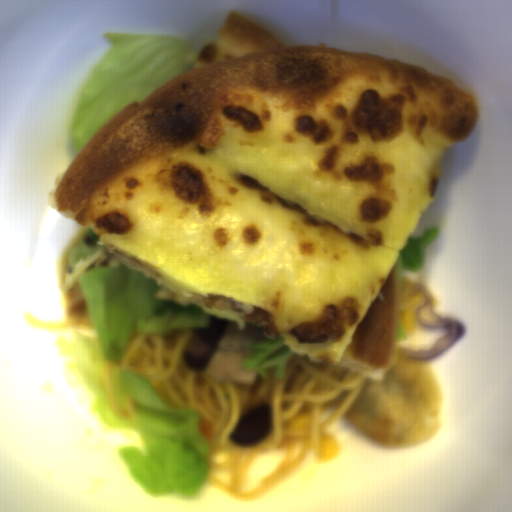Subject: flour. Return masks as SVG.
Listing matches in <instances>:
<instances>
[{"label": "flour", "instance_id": "c2a2500e", "mask_svg": "<svg viewBox=\"0 0 512 512\" xmlns=\"http://www.w3.org/2000/svg\"><path fill=\"white\" fill-rule=\"evenodd\" d=\"M342 417L378 446L411 447L438 435L444 420L443 391L432 366L394 352L382 381L366 378Z\"/></svg>", "mask_w": 512, "mask_h": 512}]
</instances>
